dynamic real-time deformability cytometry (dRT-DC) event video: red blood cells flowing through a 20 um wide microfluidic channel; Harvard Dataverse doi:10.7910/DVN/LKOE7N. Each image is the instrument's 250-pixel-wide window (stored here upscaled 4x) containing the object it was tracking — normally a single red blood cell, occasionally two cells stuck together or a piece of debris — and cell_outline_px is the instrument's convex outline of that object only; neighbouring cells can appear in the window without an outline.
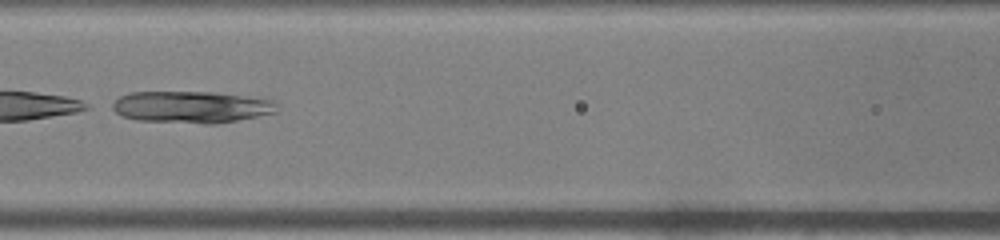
{"species": "common noctule bat (a hibernating species)", "species_latin": "Nyctalus noctula", "temperature_condition": "warm", "stored_images_in_passage": 47, "camera_frame_rate_fps": 3000, "um_per_image_px": 0.085, "animal": {"sex": "male", "body_mass_g": 19.0, "forearm_length_mm": 50.8}, "frame": {"image": 1, "passage_image": 21, "time_ms": 6.667, "image_size_px": [1000, 240], "cell_outline_px": [[280, 108], [276, 112], [216, 124], [204, 124], [140, 120], [124, 116], [108, 108], [120, 96], [128, 92], [216, 92], [272, 100]], "centroid_in_image_um": [16.25, 9.09], "position_along_channel_um": 150.4, "area_um2": 30.46}}
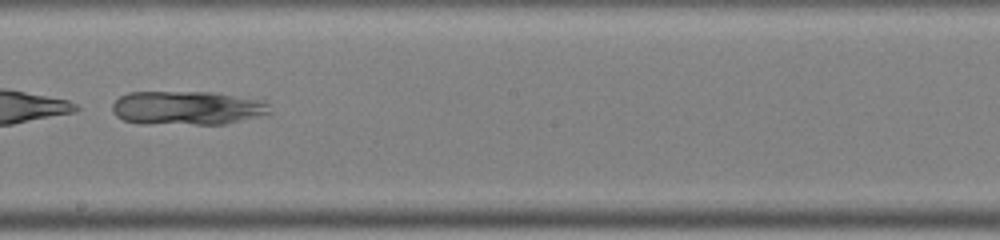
{"frame": {"image": 2, "passage_image": 27, "time_ms": 8.667, "image_size_px": [1000, 240], "cell_outline_px": [[272, 112], [224, 124], [144, 124], [124, 120], [116, 116], [112, 112], [112, 104], [120, 96], [128, 92], [216, 92], [264, 100], [268, 104]], "centroid_in_image_um": [15.89, 9.17], "position_along_channel_um": 232.3, "area_um2": 31.27}}